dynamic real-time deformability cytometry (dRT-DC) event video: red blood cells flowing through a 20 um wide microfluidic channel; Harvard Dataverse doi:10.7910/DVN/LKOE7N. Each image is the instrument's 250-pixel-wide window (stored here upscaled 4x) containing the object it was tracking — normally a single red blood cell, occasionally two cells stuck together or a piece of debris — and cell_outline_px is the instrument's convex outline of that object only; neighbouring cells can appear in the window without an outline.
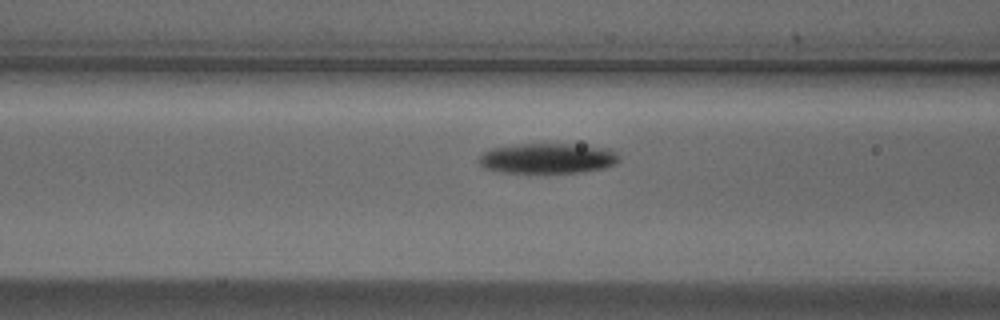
{"species": "Egyptian fruit bat (a non-hibernating species)", "species_latin": "Rousettus aegyptiacus", "temperature_condition": "cold", "stored_images_in_passage": 7, "camera_frame_rate_fps": 3000, "um_per_image_px": 0.085, "animal": {"sex": "male"}, "frame": {"image": 1, "passage_image": 5, "time_ms": 1.333, "image_size_px": [1000, 320], "cell_outline_px": [[620, 160], [616, 164], [604, 168], [580, 172], [500, 172], [484, 168], [480, 164], [480, 156], [484, 152], [492, 148], [520, 144], [572, 144], [612, 148], [620, 156]], "centroid_in_image_um": [46.61, 13.45], "position_along_channel_um": 120.0, "area_um2": 24.68}}